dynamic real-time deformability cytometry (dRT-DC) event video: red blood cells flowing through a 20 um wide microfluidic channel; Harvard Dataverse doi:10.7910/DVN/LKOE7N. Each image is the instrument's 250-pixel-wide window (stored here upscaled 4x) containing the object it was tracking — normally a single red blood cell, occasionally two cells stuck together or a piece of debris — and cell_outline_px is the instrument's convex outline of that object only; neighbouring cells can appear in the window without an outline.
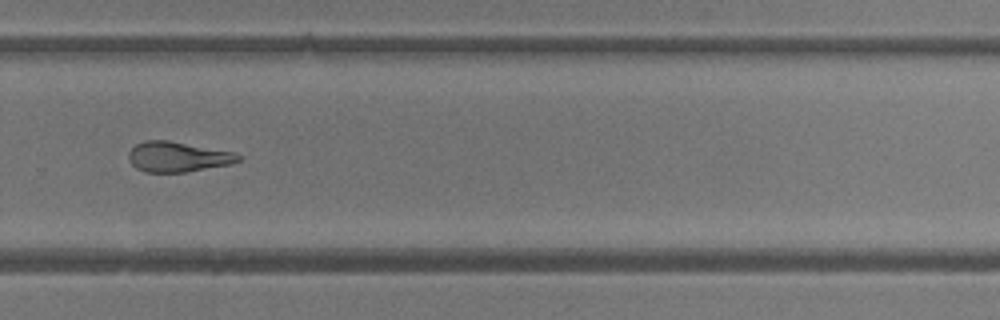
{"species": "common noctule bat (a hibernating species)", "species_latin": "Nyctalus noctula", "temperature_condition": "room temperature", "stored_images_in_passage": 31, "camera_frame_rate_fps": 3000, "um_per_image_px": 0.085, "animal": {"sex": "female"}, "frame": {"image": 1, "passage_image": 26, "time_ms": 8.333, "image_size_px": [1000, 320], "cell_outline_px": [[244, 156], [240, 160], [232, 164], [188, 172], [144, 172], [136, 168], [132, 164], [128, 156], [128, 152], [136, 144], [144, 140], [168, 140], [236, 152]], "centroid_in_image_um": [15.15, 13.33], "position_along_channel_um": 314.6, "area_um2": 19.59}, "authors_computed_cell_mechanics": {"area_um2": 19.7676, "velocity_mm_per_s": 4.2225, "shape_relaxation_time_tau1_ms": 7.8245, "shape_relaxation_time_tau2_ms": 3.179, "deformation_change_tau1": 0.2254, "deformation_change_tau2": 0.1415}}